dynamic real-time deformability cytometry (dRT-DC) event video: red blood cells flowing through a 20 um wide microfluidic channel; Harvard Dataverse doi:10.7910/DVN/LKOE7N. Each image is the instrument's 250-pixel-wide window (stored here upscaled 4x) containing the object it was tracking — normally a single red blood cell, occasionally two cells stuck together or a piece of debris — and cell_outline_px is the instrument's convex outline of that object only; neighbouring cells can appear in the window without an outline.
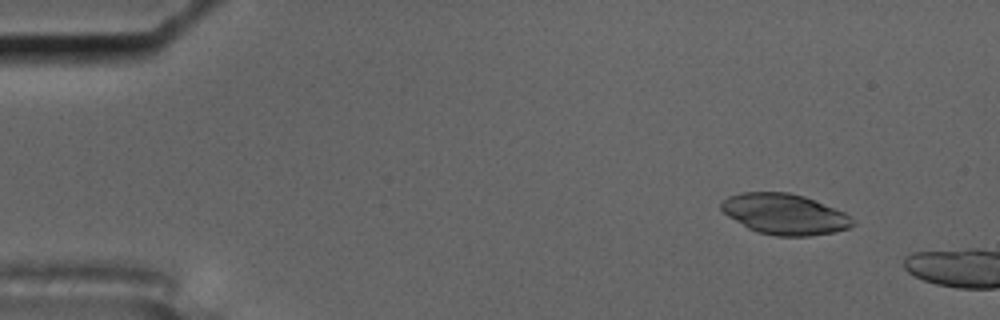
{"species": "common noctule bat (a hibernating species)", "species_latin": "Nyctalus noctula", "temperature_condition": "cold", "stored_images_in_passage": 4, "camera_frame_rate_fps": 3000, "um_per_image_px": 0.085, "animal": {"sex": "male", "body_mass_g": 17.5, "forearm_length_mm": 52.3}, "frame": {"image": 1, "passage_image": 2, "time_ms": 1.0, "image_size_px": [1000, 320], "cell_outline_px": [[856, 224], [848, 228], [836, 232], [808, 236], [776, 236], [756, 232], [748, 228], [728, 216], [720, 208], [720, 204], [728, 196], [740, 192], [788, 192], [804, 196], [844, 212], [856, 220]], "centroid_in_image_um": [66.71, 18.21], "position_along_channel_um": 18.3, "area_um2": 31.27}}